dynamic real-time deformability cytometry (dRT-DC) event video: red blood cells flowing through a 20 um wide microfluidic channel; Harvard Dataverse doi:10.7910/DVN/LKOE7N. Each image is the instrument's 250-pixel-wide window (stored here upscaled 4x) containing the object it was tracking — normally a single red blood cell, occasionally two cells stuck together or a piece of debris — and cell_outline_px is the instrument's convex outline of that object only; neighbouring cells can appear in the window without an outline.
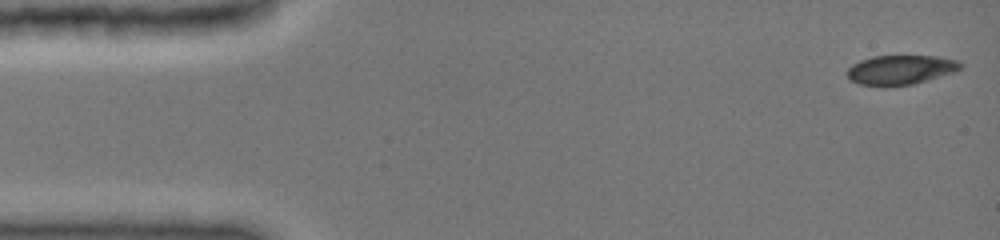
{"species": "common noctule bat (a hibernating species)", "species_latin": "Nyctalus noctula", "temperature_condition": "cold", "stored_images_in_passage": 15, "camera_frame_rate_fps": 3000, "um_per_image_px": 0.085, "animal": {"sex": "female", "body_mass_g": 19.0, "forearm_length_mm": 51.5}, "frame": {"image": 1, "passage_image": 1, "time_ms": 0.0, "image_size_px": [1000, 240], "cell_outline_px": [[964, 64], [960, 68], [952, 72], [912, 84], [860, 84], [852, 80], [848, 76], [848, 68], [852, 64], [860, 60], [872, 56], [936, 56], [960, 60]], "centroid_in_image_um": [76.58, 5.89], "position_along_channel_um": 8.4, "area_um2": 18.79}}